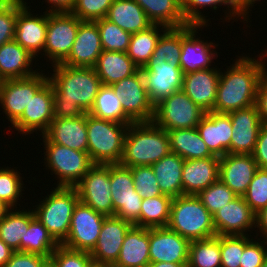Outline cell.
I'll use <instances>...</instances> for the list:
<instances>
[{
	"label": "cell",
	"mask_w": 267,
	"mask_h": 267,
	"mask_svg": "<svg viewBox=\"0 0 267 267\" xmlns=\"http://www.w3.org/2000/svg\"><path fill=\"white\" fill-rule=\"evenodd\" d=\"M241 257L240 267H261L267 258V241L254 236L244 247Z\"/></svg>",
	"instance_id": "cell-53"
},
{
	"label": "cell",
	"mask_w": 267,
	"mask_h": 267,
	"mask_svg": "<svg viewBox=\"0 0 267 267\" xmlns=\"http://www.w3.org/2000/svg\"><path fill=\"white\" fill-rule=\"evenodd\" d=\"M59 245L42 223L34 217L21 239V252L35 253L50 259Z\"/></svg>",
	"instance_id": "cell-40"
},
{
	"label": "cell",
	"mask_w": 267,
	"mask_h": 267,
	"mask_svg": "<svg viewBox=\"0 0 267 267\" xmlns=\"http://www.w3.org/2000/svg\"><path fill=\"white\" fill-rule=\"evenodd\" d=\"M193 71L184 74L182 90L206 112H212L217 98V86L222 68Z\"/></svg>",
	"instance_id": "cell-26"
},
{
	"label": "cell",
	"mask_w": 267,
	"mask_h": 267,
	"mask_svg": "<svg viewBox=\"0 0 267 267\" xmlns=\"http://www.w3.org/2000/svg\"><path fill=\"white\" fill-rule=\"evenodd\" d=\"M114 0H75L72 14L81 21H91L106 18Z\"/></svg>",
	"instance_id": "cell-50"
},
{
	"label": "cell",
	"mask_w": 267,
	"mask_h": 267,
	"mask_svg": "<svg viewBox=\"0 0 267 267\" xmlns=\"http://www.w3.org/2000/svg\"><path fill=\"white\" fill-rule=\"evenodd\" d=\"M43 144L44 165L50 175L56 178V187H75L94 165L88 152H81L60 144L52 143L44 134L40 135ZM43 138V139H42Z\"/></svg>",
	"instance_id": "cell-7"
},
{
	"label": "cell",
	"mask_w": 267,
	"mask_h": 267,
	"mask_svg": "<svg viewBox=\"0 0 267 267\" xmlns=\"http://www.w3.org/2000/svg\"><path fill=\"white\" fill-rule=\"evenodd\" d=\"M28 4L26 0H18L15 40L39 61L38 58L41 54L39 58L41 60L46 39L47 12L35 14L30 9L32 6Z\"/></svg>",
	"instance_id": "cell-18"
},
{
	"label": "cell",
	"mask_w": 267,
	"mask_h": 267,
	"mask_svg": "<svg viewBox=\"0 0 267 267\" xmlns=\"http://www.w3.org/2000/svg\"><path fill=\"white\" fill-rule=\"evenodd\" d=\"M14 251L0 239V267H4Z\"/></svg>",
	"instance_id": "cell-59"
},
{
	"label": "cell",
	"mask_w": 267,
	"mask_h": 267,
	"mask_svg": "<svg viewBox=\"0 0 267 267\" xmlns=\"http://www.w3.org/2000/svg\"><path fill=\"white\" fill-rule=\"evenodd\" d=\"M243 198L255 213L267 206L266 168H258L256 170Z\"/></svg>",
	"instance_id": "cell-48"
},
{
	"label": "cell",
	"mask_w": 267,
	"mask_h": 267,
	"mask_svg": "<svg viewBox=\"0 0 267 267\" xmlns=\"http://www.w3.org/2000/svg\"><path fill=\"white\" fill-rule=\"evenodd\" d=\"M54 92L48 81L26 106L22 116L10 127L22 136L35 133L43 135L49 128L53 115Z\"/></svg>",
	"instance_id": "cell-17"
},
{
	"label": "cell",
	"mask_w": 267,
	"mask_h": 267,
	"mask_svg": "<svg viewBox=\"0 0 267 267\" xmlns=\"http://www.w3.org/2000/svg\"><path fill=\"white\" fill-rule=\"evenodd\" d=\"M110 185L113 216L140 227V211L143 198L134 187L131 168L110 164Z\"/></svg>",
	"instance_id": "cell-10"
},
{
	"label": "cell",
	"mask_w": 267,
	"mask_h": 267,
	"mask_svg": "<svg viewBox=\"0 0 267 267\" xmlns=\"http://www.w3.org/2000/svg\"><path fill=\"white\" fill-rule=\"evenodd\" d=\"M172 200V197L164 194L152 198H144L141 203L140 227H167Z\"/></svg>",
	"instance_id": "cell-41"
},
{
	"label": "cell",
	"mask_w": 267,
	"mask_h": 267,
	"mask_svg": "<svg viewBox=\"0 0 267 267\" xmlns=\"http://www.w3.org/2000/svg\"><path fill=\"white\" fill-rule=\"evenodd\" d=\"M49 74V82L54 92V118H73L88 113L95 101L101 79L94 68L73 67L56 64Z\"/></svg>",
	"instance_id": "cell-1"
},
{
	"label": "cell",
	"mask_w": 267,
	"mask_h": 267,
	"mask_svg": "<svg viewBox=\"0 0 267 267\" xmlns=\"http://www.w3.org/2000/svg\"><path fill=\"white\" fill-rule=\"evenodd\" d=\"M220 157L189 159L182 168L183 195H197L219 179Z\"/></svg>",
	"instance_id": "cell-30"
},
{
	"label": "cell",
	"mask_w": 267,
	"mask_h": 267,
	"mask_svg": "<svg viewBox=\"0 0 267 267\" xmlns=\"http://www.w3.org/2000/svg\"><path fill=\"white\" fill-rule=\"evenodd\" d=\"M254 232L255 237H259L260 239H264L267 241V206L261 209L258 213H256V227ZM262 234V235H261Z\"/></svg>",
	"instance_id": "cell-58"
},
{
	"label": "cell",
	"mask_w": 267,
	"mask_h": 267,
	"mask_svg": "<svg viewBox=\"0 0 267 267\" xmlns=\"http://www.w3.org/2000/svg\"><path fill=\"white\" fill-rule=\"evenodd\" d=\"M170 153L166 130L153 122H134L128 127L119 164L127 168L151 166Z\"/></svg>",
	"instance_id": "cell-3"
},
{
	"label": "cell",
	"mask_w": 267,
	"mask_h": 267,
	"mask_svg": "<svg viewBox=\"0 0 267 267\" xmlns=\"http://www.w3.org/2000/svg\"><path fill=\"white\" fill-rule=\"evenodd\" d=\"M11 208L0 200V220L6 215Z\"/></svg>",
	"instance_id": "cell-61"
},
{
	"label": "cell",
	"mask_w": 267,
	"mask_h": 267,
	"mask_svg": "<svg viewBox=\"0 0 267 267\" xmlns=\"http://www.w3.org/2000/svg\"><path fill=\"white\" fill-rule=\"evenodd\" d=\"M89 267H113V266L107 265V264H101V263L93 262Z\"/></svg>",
	"instance_id": "cell-62"
},
{
	"label": "cell",
	"mask_w": 267,
	"mask_h": 267,
	"mask_svg": "<svg viewBox=\"0 0 267 267\" xmlns=\"http://www.w3.org/2000/svg\"><path fill=\"white\" fill-rule=\"evenodd\" d=\"M184 161L178 154L170 153L151 165L162 194L172 198L183 195L182 168Z\"/></svg>",
	"instance_id": "cell-34"
},
{
	"label": "cell",
	"mask_w": 267,
	"mask_h": 267,
	"mask_svg": "<svg viewBox=\"0 0 267 267\" xmlns=\"http://www.w3.org/2000/svg\"><path fill=\"white\" fill-rule=\"evenodd\" d=\"M213 225L216 235L254 236L256 213L243 196H237L213 215Z\"/></svg>",
	"instance_id": "cell-19"
},
{
	"label": "cell",
	"mask_w": 267,
	"mask_h": 267,
	"mask_svg": "<svg viewBox=\"0 0 267 267\" xmlns=\"http://www.w3.org/2000/svg\"><path fill=\"white\" fill-rule=\"evenodd\" d=\"M243 54L236 55L230 66L226 64V70H220L217 98L212 112L228 114L255 105L257 89L267 69V60L262 50L254 57L250 53Z\"/></svg>",
	"instance_id": "cell-2"
},
{
	"label": "cell",
	"mask_w": 267,
	"mask_h": 267,
	"mask_svg": "<svg viewBox=\"0 0 267 267\" xmlns=\"http://www.w3.org/2000/svg\"><path fill=\"white\" fill-rule=\"evenodd\" d=\"M255 105L262 123L267 124V69L260 80Z\"/></svg>",
	"instance_id": "cell-56"
},
{
	"label": "cell",
	"mask_w": 267,
	"mask_h": 267,
	"mask_svg": "<svg viewBox=\"0 0 267 267\" xmlns=\"http://www.w3.org/2000/svg\"><path fill=\"white\" fill-rule=\"evenodd\" d=\"M106 19L131 34L146 30L153 25L135 0H114Z\"/></svg>",
	"instance_id": "cell-33"
},
{
	"label": "cell",
	"mask_w": 267,
	"mask_h": 267,
	"mask_svg": "<svg viewBox=\"0 0 267 267\" xmlns=\"http://www.w3.org/2000/svg\"><path fill=\"white\" fill-rule=\"evenodd\" d=\"M2 83H3V80H2V78L0 77V86H1Z\"/></svg>",
	"instance_id": "cell-66"
},
{
	"label": "cell",
	"mask_w": 267,
	"mask_h": 267,
	"mask_svg": "<svg viewBox=\"0 0 267 267\" xmlns=\"http://www.w3.org/2000/svg\"><path fill=\"white\" fill-rule=\"evenodd\" d=\"M206 115L181 89L154 105L152 122L166 131L195 128Z\"/></svg>",
	"instance_id": "cell-8"
},
{
	"label": "cell",
	"mask_w": 267,
	"mask_h": 267,
	"mask_svg": "<svg viewBox=\"0 0 267 267\" xmlns=\"http://www.w3.org/2000/svg\"><path fill=\"white\" fill-rule=\"evenodd\" d=\"M209 151L217 157L231 154L232 125L228 114L206 112L196 126Z\"/></svg>",
	"instance_id": "cell-27"
},
{
	"label": "cell",
	"mask_w": 267,
	"mask_h": 267,
	"mask_svg": "<svg viewBox=\"0 0 267 267\" xmlns=\"http://www.w3.org/2000/svg\"><path fill=\"white\" fill-rule=\"evenodd\" d=\"M103 52L99 29L95 22L82 21L69 56L61 63L73 67L93 68Z\"/></svg>",
	"instance_id": "cell-24"
},
{
	"label": "cell",
	"mask_w": 267,
	"mask_h": 267,
	"mask_svg": "<svg viewBox=\"0 0 267 267\" xmlns=\"http://www.w3.org/2000/svg\"><path fill=\"white\" fill-rule=\"evenodd\" d=\"M36 62V58L15 39L0 46V77L2 80L22 79L36 74L40 70V68H35L36 66L40 67Z\"/></svg>",
	"instance_id": "cell-29"
},
{
	"label": "cell",
	"mask_w": 267,
	"mask_h": 267,
	"mask_svg": "<svg viewBox=\"0 0 267 267\" xmlns=\"http://www.w3.org/2000/svg\"><path fill=\"white\" fill-rule=\"evenodd\" d=\"M111 87L120 97L123 111L134 122H152L154 105L147 96L141 70L112 84Z\"/></svg>",
	"instance_id": "cell-16"
},
{
	"label": "cell",
	"mask_w": 267,
	"mask_h": 267,
	"mask_svg": "<svg viewBox=\"0 0 267 267\" xmlns=\"http://www.w3.org/2000/svg\"><path fill=\"white\" fill-rule=\"evenodd\" d=\"M17 168V166L11 168V165L10 167H0V200L10 208L21 207L20 202H23L21 198H25V196H22L24 195V188L26 189L25 182H23L24 177L21 176L22 174Z\"/></svg>",
	"instance_id": "cell-44"
},
{
	"label": "cell",
	"mask_w": 267,
	"mask_h": 267,
	"mask_svg": "<svg viewBox=\"0 0 267 267\" xmlns=\"http://www.w3.org/2000/svg\"><path fill=\"white\" fill-rule=\"evenodd\" d=\"M167 134L171 153L178 154L184 160L217 157L209 151L196 127L172 129Z\"/></svg>",
	"instance_id": "cell-35"
},
{
	"label": "cell",
	"mask_w": 267,
	"mask_h": 267,
	"mask_svg": "<svg viewBox=\"0 0 267 267\" xmlns=\"http://www.w3.org/2000/svg\"><path fill=\"white\" fill-rule=\"evenodd\" d=\"M45 70L41 69V72L27 78L3 80L0 86V108H3L4 117L11 126L22 116L30 99L49 81V72L46 74Z\"/></svg>",
	"instance_id": "cell-11"
},
{
	"label": "cell",
	"mask_w": 267,
	"mask_h": 267,
	"mask_svg": "<svg viewBox=\"0 0 267 267\" xmlns=\"http://www.w3.org/2000/svg\"><path fill=\"white\" fill-rule=\"evenodd\" d=\"M94 117L130 125L134 121L123 111L120 97L111 86L102 85L95 98L91 110L88 112Z\"/></svg>",
	"instance_id": "cell-39"
},
{
	"label": "cell",
	"mask_w": 267,
	"mask_h": 267,
	"mask_svg": "<svg viewBox=\"0 0 267 267\" xmlns=\"http://www.w3.org/2000/svg\"><path fill=\"white\" fill-rule=\"evenodd\" d=\"M188 263L150 262L148 267H187Z\"/></svg>",
	"instance_id": "cell-60"
},
{
	"label": "cell",
	"mask_w": 267,
	"mask_h": 267,
	"mask_svg": "<svg viewBox=\"0 0 267 267\" xmlns=\"http://www.w3.org/2000/svg\"><path fill=\"white\" fill-rule=\"evenodd\" d=\"M149 264V228L133 225L125 235L113 267H148Z\"/></svg>",
	"instance_id": "cell-31"
},
{
	"label": "cell",
	"mask_w": 267,
	"mask_h": 267,
	"mask_svg": "<svg viewBox=\"0 0 267 267\" xmlns=\"http://www.w3.org/2000/svg\"><path fill=\"white\" fill-rule=\"evenodd\" d=\"M133 226L127 220L116 216H106L96 246L90 252L95 263L113 266L120 254L126 233Z\"/></svg>",
	"instance_id": "cell-22"
},
{
	"label": "cell",
	"mask_w": 267,
	"mask_h": 267,
	"mask_svg": "<svg viewBox=\"0 0 267 267\" xmlns=\"http://www.w3.org/2000/svg\"><path fill=\"white\" fill-rule=\"evenodd\" d=\"M88 154L94 164H119L129 125L86 113Z\"/></svg>",
	"instance_id": "cell-6"
},
{
	"label": "cell",
	"mask_w": 267,
	"mask_h": 267,
	"mask_svg": "<svg viewBox=\"0 0 267 267\" xmlns=\"http://www.w3.org/2000/svg\"><path fill=\"white\" fill-rule=\"evenodd\" d=\"M232 125L231 154H253L263 125L256 105L228 113Z\"/></svg>",
	"instance_id": "cell-23"
},
{
	"label": "cell",
	"mask_w": 267,
	"mask_h": 267,
	"mask_svg": "<svg viewBox=\"0 0 267 267\" xmlns=\"http://www.w3.org/2000/svg\"><path fill=\"white\" fill-rule=\"evenodd\" d=\"M181 27L168 28L159 38L155 50L147 65H159L168 62L180 66Z\"/></svg>",
	"instance_id": "cell-43"
},
{
	"label": "cell",
	"mask_w": 267,
	"mask_h": 267,
	"mask_svg": "<svg viewBox=\"0 0 267 267\" xmlns=\"http://www.w3.org/2000/svg\"><path fill=\"white\" fill-rule=\"evenodd\" d=\"M201 203L213 216L225 204L231 202L237 195L220 179L209 185L196 195Z\"/></svg>",
	"instance_id": "cell-46"
},
{
	"label": "cell",
	"mask_w": 267,
	"mask_h": 267,
	"mask_svg": "<svg viewBox=\"0 0 267 267\" xmlns=\"http://www.w3.org/2000/svg\"><path fill=\"white\" fill-rule=\"evenodd\" d=\"M99 29L102 49L105 51L126 52L131 33L124 31L106 18L94 21Z\"/></svg>",
	"instance_id": "cell-45"
},
{
	"label": "cell",
	"mask_w": 267,
	"mask_h": 267,
	"mask_svg": "<svg viewBox=\"0 0 267 267\" xmlns=\"http://www.w3.org/2000/svg\"><path fill=\"white\" fill-rule=\"evenodd\" d=\"M204 27L207 28V25L188 24L185 27H181V56L179 61L180 68L184 74L213 68L216 64L213 59L215 57L217 59L220 52L214 49L219 47V43L208 42L207 39L204 40L201 37L198 31H202Z\"/></svg>",
	"instance_id": "cell-12"
},
{
	"label": "cell",
	"mask_w": 267,
	"mask_h": 267,
	"mask_svg": "<svg viewBox=\"0 0 267 267\" xmlns=\"http://www.w3.org/2000/svg\"><path fill=\"white\" fill-rule=\"evenodd\" d=\"M222 5L225 8L227 7L223 10V13H225L224 19L220 18L223 24L235 19L234 21L237 20L236 22L240 20L242 23H246V27L250 28L248 24V22H251L249 18L252 16L250 12L253 11L251 8L255 6L251 0H181V8L186 22L194 25H207L208 27L212 18H206L209 16L205 15L203 10L209 7L207 11L211 9L210 11L213 10L216 14V11L221 9ZM200 9H202L203 13Z\"/></svg>",
	"instance_id": "cell-14"
},
{
	"label": "cell",
	"mask_w": 267,
	"mask_h": 267,
	"mask_svg": "<svg viewBox=\"0 0 267 267\" xmlns=\"http://www.w3.org/2000/svg\"><path fill=\"white\" fill-rule=\"evenodd\" d=\"M258 168H267V124H263L253 152Z\"/></svg>",
	"instance_id": "cell-55"
},
{
	"label": "cell",
	"mask_w": 267,
	"mask_h": 267,
	"mask_svg": "<svg viewBox=\"0 0 267 267\" xmlns=\"http://www.w3.org/2000/svg\"><path fill=\"white\" fill-rule=\"evenodd\" d=\"M50 259L48 257L25 252H13L4 267H44Z\"/></svg>",
	"instance_id": "cell-54"
},
{
	"label": "cell",
	"mask_w": 267,
	"mask_h": 267,
	"mask_svg": "<svg viewBox=\"0 0 267 267\" xmlns=\"http://www.w3.org/2000/svg\"><path fill=\"white\" fill-rule=\"evenodd\" d=\"M81 22L71 12H47V32L42 56L51 66L61 64L69 56Z\"/></svg>",
	"instance_id": "cell-9"
},
{
	"label": "cell",
	"mask_w": 267,
	"mask_h": 267,
	"mask_svg": "<svg viewBox=\"0 0 267 267\" xmlns=\"http://www.w3.org/2000/svg\"><path fill=\"white\" fill-rule=\"evenodd\" d=\"M254 237L220 235L221 267H240L244 247Z\"/></svg>",
	"instance_id": "cell-47"
},
{
	"label": "cell",
	"mask_w": 267,
	"mask_h": 267,
	"mask_svg": "<svg viewBox=\"0 0 267 267\" xmlns=\"http://www.w3.org/2000/svg\"><path fill=\"white\" fill-rule=\"evenodd\" d=\"M21 208H11L0 220V239L14 252H21V239L35 217L32 208Z\"/></svg>",
	"instance_id": "cell-37"
},
{
	"label": "cell",
	"mask_w": 267,
	"mask_h": 267,
	"mask_svg": "<svg viewBox=\"0 0 267 267\" xmlns=\"http://www.w3.org/2000/svg\"><path fill=\"white\" fill-rule=\"evenodd\" d=\"M44 135L52 143L88 152L86 113L73 118H54Z\"/></svg>",
	"instance_id": "cell-28"
},
{
	"label": "cell",
	"mask_w": 267,
	"mask_h": 267,
	"mask_svg": "<svg viewBox=\"0 0 267 267\" xmlns=\"http://www.w3.org/2000/svg\"><path fill=\"white\" fill-rule=\"evenodd\" d=\"M50 190V194L42 196L44 199H39L38 204H32V210L52 237L61 244L69 234L79 195L75 187H53Z\"/></svg>",
	"instance_id": "cell-4"
},
{
	"label": "cell",
	"mask_w": 267,
	"mask_h": 267,
	"mask_svg": "<svg viewBox=\"0 0 267 267\" xmlns=\"http://www.w3.org/2000/svg\"><path fill=\"white\" fill-rule=\"evenodd\" d=\"M261 267H267V258L265 259V261Z\"/></svg>",
	"instance_id": "cell-65"
},
{
	"label": "cell",
	"mask_w": 267,
	"mask_h": 267,
	"mask_svg": "<svg viewBox=\"0 0 267 267\" xmlns=\"http://www.w3.org/2000/svg\"><path fill=\"white\" fill-rule=\"evenodd\" d=\"M190 243L167 227L149 228L150 262L188 263Z\"/></svg>",
	"instance_id": "cell-20"
},
{
	"label": "cell",
	"mask_w": 267,
	"mask_h": 267,
	"mask_svg": "<svg viewBox=\"0 0 267 267\" xmlns=\"http://www.w3.org/2000/svg\"><path fill=\"white\" fill-rule=\"evenodd\" d=\"M258 169L252 154H229L220 157L219 179L237 196H243Z\"/></svg>",
	"instance_id": "cell-25"
},
{
	"label": "cell",
	"mask_w": 267,
	"mask_h": 267,
	"mask_svg": "<svg viewBox=\"0 0 267 267\" xmlns=\"http://www.w3.org/2000/svg\"><path fill=\"white\" fill-rule=\"evenodd\" d=\"M105 217L79 201L72 214L69 234L61 245L91 252L97 244Z\"/></svg>",
	"instance_id": "cell-15"
},
{
	"label": "cell",
	"mask_w": 267,
	"mask_h": 267,
	"mask_svg": "<svg viewBox=\"0 0 267 267\" xmlns=\"http://www.w3.org/2000/svg\"><path fill=\"white\" fill-rule=\"evenodd\" d=\"M44 267H55V265L49 260Z\"/></svg>",
	"instance_id": "cell-63"
},
{
	"label": "cell",
	"mask_w": 267,
	"mask_h": 267,
	"mask_svg": "<svg viewBox=\"0 0 267 267\" xmlns=\"http://www.w3.org/2000/svg\"><path fill=\"white\" fill-rule=\"evenodd\" d=\"M266 48H264L265 49V51H264V49H262L263 51L262 52H264V55H265V57H267V46H265ZM267 59V58H266Z\"/></svg>",
	"instance_id": "cell-64"
},
{
	"label": "cell",
	"mask_w": 267,
	"mask_h": 267,
	"mask_svg": "<svg viewBox=\"0 0 267 267\" xmlns=\"http://www.w3.org/2000/svg\"><path fill=\"white\" fill-rule=\"evenodd\" d=\"M48 7H46V12L48 13H61V12H71L75 0H44ZM48 8V9H47Z\"/></svg>",
	"instance_id": "cell-57"
},
{
	"label": "cell",
	"mask_w": 267,
	"mask_h": 267,
	"mask_svg": "<svg viewBox=\"0 0 267 267\" xmlns=\"http://www.w3.org/2000/svg\"><path fill=\"white\" fill-rule=\"evenodd\" d=\"M140 70L147 96L153 105L182 89L184 73L180 66L164 62L159 65H146Z\"/></svg>",
	"instance_id": "cell-21"
},
{
	"label": "cell",
	"mask_w": 267,
	"mask_h": 267,
	"mask_svg": "<svg viewBox=\"0 0 267 267\" xmlns=\"http://www.w3.org/2000/svg\"><path fill=\"white\" fill-rule=\"evenodd\" d=\"M50 261L55 267H89L93 263L90 252L73 250L61 244L52 253Z\"/></svg>",
	"instance_id": "cell-52"
},
{
	"label": "cell",
	"mask_w": 267,
	"mask_h": 267,
	"mask_svg": "<svg viewBox=\"0 0 267 267\" xmlns=\"http://www.w3.org/2000/svg\"><path fill=\"white\" fill-rule=\"evenodd\" d=\"M145 11L153 24L167 28H180L188 25L182 8L181 0H135Z\"/></svg>",
	"instance_id": "cell-36"
},
{
	"label": "cell",
	"mask_w": 267,
	"mask_h": 267,
	"mask_svg": "<svg viewBox=\"0 0 267 267\" xmlns=\"http://www.w3.org/2000/svg\"><path fill=\"white\" fill-rule=\"evenodd\" d=\"M131 173L134 180V187L143 199L162 195L151 166L131 167Z\"/></svg>",
	"instance_id": "cell-49"
},
{
	"label": "cell",
	"mask_w": 267,
	"mask_h": 267,
	"mask_svg": "<svg viewBox=\"0 0 267 267\" xmlns=\"http://www.w3.org/2000/svg\"><path fill=\"white\" fill-rule=\"evenodd\" d=\"M187 267H221L220 235L191 241Z\"/></svg>",
	"instance_id": "cell-42"
},
{
	"label": "cell",
	"mask_w": 267,
	"mask_h": 267,
	"mask_svg": "<svg viewBox=\"0 0 267 267\" xmlns=\"http://www.w3.org/2000/svg\"><path fill=\"white\" fill-rule=\"evenodd\" d=\"M167 228L190 241L216 236L213 216L196 195L173 198Z\"/></svg>",
	"instance_id": "cell-5"
},
{
	"label": "cell",
	"mask_w": 267,
	"mask_h": 267,
	"mask_svg": "<svg viewBox=\"0 0 267 267\" xmlns=\"http://www.w3.org/2000/svg\"><path fill=\"white\" fill-rule=\"evenodd\" d=\"M167 29L168 28L163 25L153 24L148 29L131 35L126 53L139 69L147 65L160 36Z\"/></svg>",
	"instance_id": "cell-38"
},
{
	"label": "cell",
	"mask_w": 267,
	"mask_h": 267,
	"mask_svg": "<svg viewBox=\"0 0 267 267\" xmlns=\"http://www.w3.org/2000/svg\"><path fill=\"white\" fill-rule=\"evenodd\" d=\"M102 85L111 86L137 73L140 69L126 52L105 51L99 55L93 67Z\"/></svg>",
	"instance_id": "cell-32"
},
{
	"label": "cell",
	"mask_w": 267,
	"mask_h": 267,
	"mask_svg": "<svg viewBox=\"0 0 267 267\" xmlns=\"http://www.w3.org/2000/svg\"><path fill=\"white\" fill-rule=\"evenodd\" d=\"M18 0H0V46L15 39Z\"/></svg>",
	"instance_id": "cell-51"
},
{
	"label": "cell",
	"mask_w": 267,
	"mask_h": 267,
	"mask_svg": "<svg viewBox=\"0 0 267 267\" xmlns=\"http://www.w3.org/2000/svg\"><path fill=\"white\" fill-rule=\"evenodd\" d=\"M75 188L80 202L105 216H113L110 164H94Z\"/></svg>",
	"instance_id": "cell-13"
}]
</instances>
